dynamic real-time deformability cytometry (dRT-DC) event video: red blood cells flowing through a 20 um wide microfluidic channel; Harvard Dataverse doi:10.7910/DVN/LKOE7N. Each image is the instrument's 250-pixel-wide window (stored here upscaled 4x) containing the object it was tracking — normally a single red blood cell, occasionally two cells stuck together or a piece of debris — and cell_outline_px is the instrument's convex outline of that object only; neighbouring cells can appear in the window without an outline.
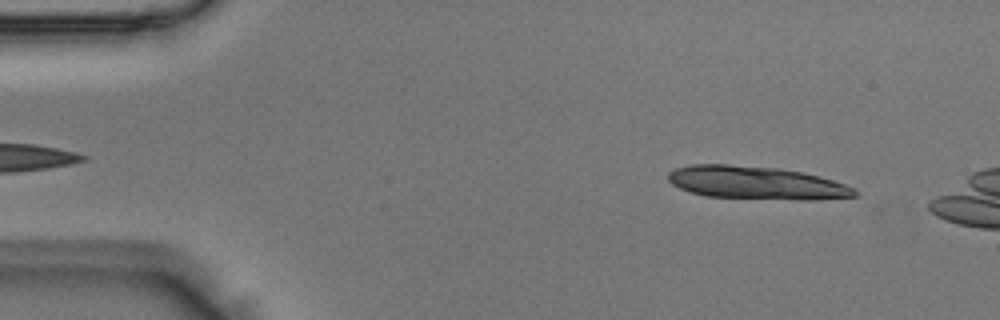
{"species": "Egyptian fruit bat (a non-hibernating species)", "species_latin": "Rousettus aegyptiacus", "temperature_condition": "room temperature", "stored_images_in_passage": 12, "camera_frame_rate_fps": 3000, "um_per_image_px": 0.085, "animal": {"sex": "male"}, "frame": {"image": 1, "passage_image": 4, "time_ms": 1.0, "image_size_px": [1000, 320], "cell_outline_px": [[860, 192], [856, 196], [816, 200], [800, 200], [708, 196], [692, 192], [680, 188], [672, 184], [668, 180], [668, 172], [676, 168], [692, 164], [728, 164], [776, 168], [800, 172], [832, 180], [856, 188]], "centroid_in_image_um": [64.3, 15.54], "position_along_channel_um": 20.7, "area_um2": 35.66}}